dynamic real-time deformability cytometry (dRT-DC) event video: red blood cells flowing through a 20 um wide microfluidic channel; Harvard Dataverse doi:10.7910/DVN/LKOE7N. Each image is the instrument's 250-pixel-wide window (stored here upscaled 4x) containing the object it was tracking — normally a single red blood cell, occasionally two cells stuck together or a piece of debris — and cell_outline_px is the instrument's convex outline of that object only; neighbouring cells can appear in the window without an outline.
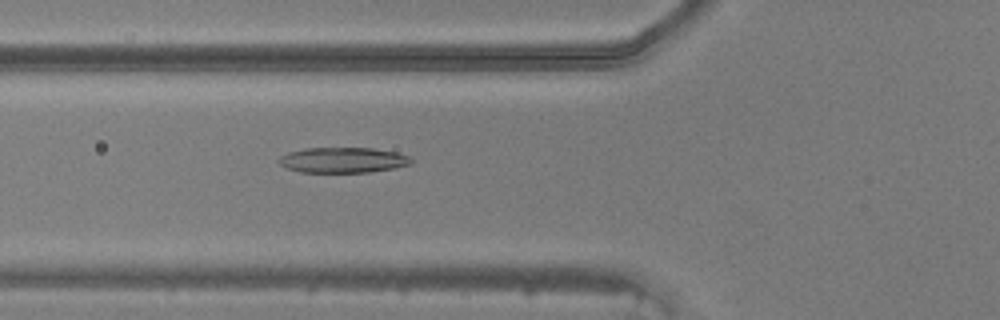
{"species": "common noctule bat (a hibernating species)", "species_latin": "Nyctalus noctula", "temperature_condition": "warm", "stored_images_in_passage": 49, "camera_frame_rate_fps": 3000, "um_per_image_px": 0.085, "animal": {"sex": "male", "body_mass_g": 20.5, "forearm_length_mm": 52.5}, "frame": {"image": 1, "passage_image": 19, "time_ms": 6.0, "image_size_px": [1000, 320], "cell_outline_px": [[412, 164], [392, 168], [368, 172], [300, 172], [288, 168], [280, 164], [280, 156], [288, 152], [308, 148], [372, 148], [396, 152], [408, 156], [412, 160]], "centroid_in_image_um": [29.16, 13.6], "position_along_channel_um": 96.6, "area_um2": 19.36}}
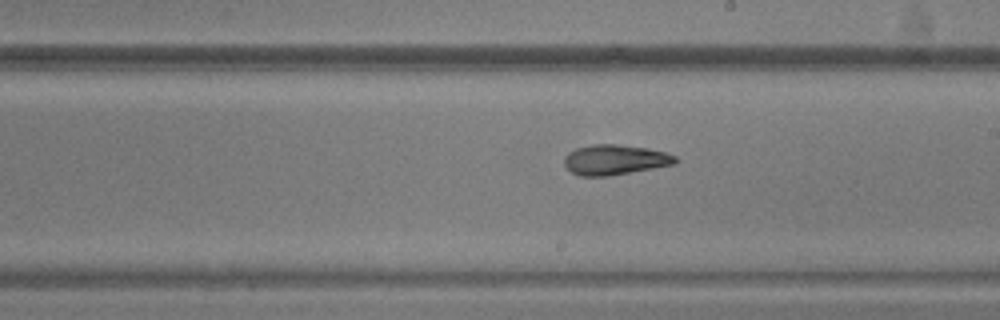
{"frame": {"image": 2, "passage_image": 29, "time_ms": 9.333, "image_size_px": [1000, 320], "cell_outline_px": [[676, 164], [608, 176], [580, 176], [572, 172], [564, 164], [564, 156], [568, 152], [576, 148], [592, 144], [616, 144], [648, 148], [664, 152], [676, 156]], "centroid_in_image_um": [52.24, 13.57], "position_along_channel_um": 236.8, "area_um2": 19.48}}
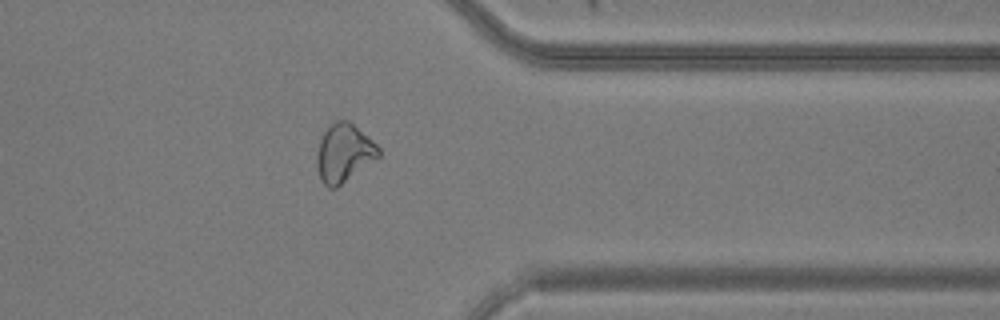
{"frame": {"image": 3, "passage_image": 40, "time_ms": 13.0, "image_size_px": [1000, 320], "cell_outline_px": [[380, 156], [336, 188], [328, 188], [320, 180], [316, 164], [316, 152], [320, 136], [336, 120], [348, 120], [376, 144], [380, 148]], "centroid_in_image_um": [29.2, 13.02], "position_along_channel_um": 382.2, "area_um2": 20.87}}